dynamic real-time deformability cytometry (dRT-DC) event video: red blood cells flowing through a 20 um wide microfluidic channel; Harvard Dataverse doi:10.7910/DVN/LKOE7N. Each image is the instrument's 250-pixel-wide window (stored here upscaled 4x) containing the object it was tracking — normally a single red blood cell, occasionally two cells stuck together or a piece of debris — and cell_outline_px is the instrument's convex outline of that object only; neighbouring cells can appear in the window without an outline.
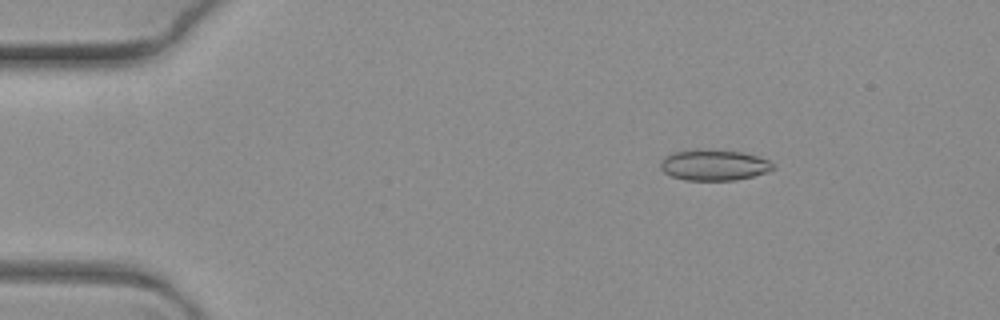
{"species": "common noctule bat (a hibernating species)", "species_latin": "Nyctalus noctula", "temperature_condition": "warm", "stored_images_in_passage": 7, "camera_frame_rate_fps": 3000, "um_per_image_px": 0.085, "animal": {"sex": "female", "body_mass_g": 19.3, "forearm_length_mm": 54.1}, "frame": {"image": 1, "passage_image": 3, "time_ms": 0.667, "image_size_px": [1000, 320], "cell_outline_px": [[776, 168], [752, 176], [736, 180], [684, 180], [672, 176], [664, 172], [660, 168], [660, 160], [664, 156], [672, 152], [696, 148], [700, 148], [744, 152], [768, 160]], "centroid_in_image_um": [60.62, 14.01], "position_along_channel_um": 24.4, "area_um2": 20.46}}